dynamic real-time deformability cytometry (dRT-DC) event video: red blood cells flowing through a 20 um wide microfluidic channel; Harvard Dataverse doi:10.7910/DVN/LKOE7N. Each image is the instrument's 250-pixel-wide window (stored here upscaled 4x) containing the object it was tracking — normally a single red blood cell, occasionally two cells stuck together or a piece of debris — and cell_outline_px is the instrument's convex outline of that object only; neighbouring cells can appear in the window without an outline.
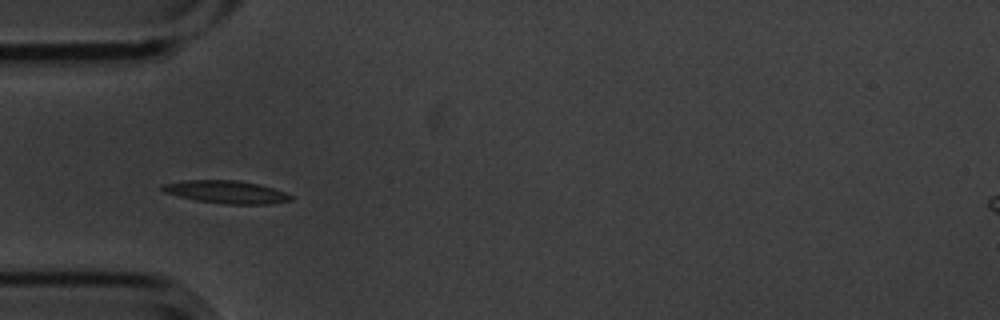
{"species": "common noctule bat (a hibernating species)", "species_latin": "Nyctalus noctula", "temperature_condition": "cold", "stored_images_in_passage": 9, "camera_frame_rate_fps": 3000, "um_per_image_px": 0.085, "animal": {"sex": "male", "body_mass_g": 20.1, "forearm_length_mm": 53.5}, "frame": {"image": 1, "passage_image": 7, "time_ms": 2.0, "image_size_px": [1000, 320], "cell_outline_px": [[292, 200], [268, 204], [228, 204], [196, 200], [164, 192], [160, 188], [160, 184], [184, 180], [240, 180], [272, 188], [284, 192], [292, 196]], "centroid_in_image_um": [19.19, 16.31], "position_along_channel_um": 65.8, "area_um2": 16.88}}
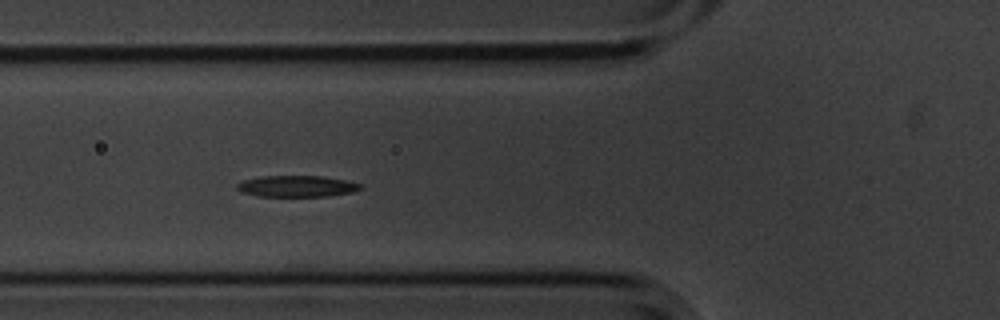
{"frame": {"image": 2, "passage_image": 8, "time_ms": 2.333, "image_size_px": [1000, 320], "cell_outline_px": [[364, 188], [352, 192], [328, 196], [256, 196], [244, 192], [236, 188], [236, 184], [244, 180], [260, 176], [320, 176], [348, 180], [360, 184]], "centroid_in_image_um": [25.25, 15.82], "position_along_channel_um": 100.6, "area_um2": 15.32}}
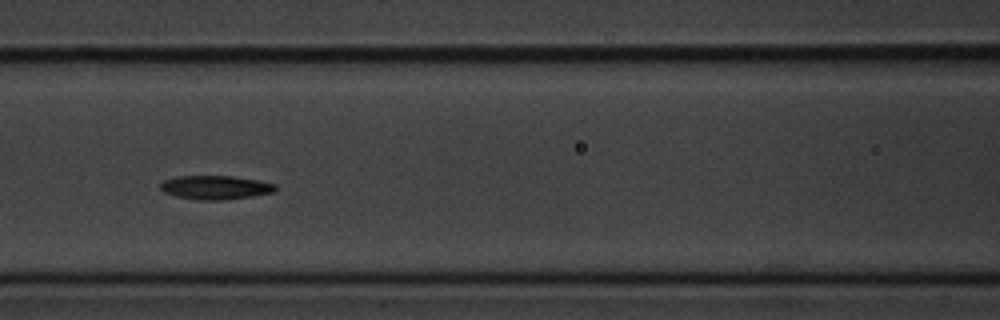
{"frame": {"image": 3, "passage_image": 9, "time_ms": 2.667, "image_size_px": [1000, 320], "cell_outline_px": [[276, 188], [272, 192], [252, 196], [224, 200], [196, 200], [176, 196], [164, 192], [160, 188], [160, 184], [164, 180], [176, 176], [232, 176], [256, 180], [276, 184]], "centroid_in_image_um": [18.27, 15.93], "position_along_channel_um": 148.3, "area_um2": 15.9}}